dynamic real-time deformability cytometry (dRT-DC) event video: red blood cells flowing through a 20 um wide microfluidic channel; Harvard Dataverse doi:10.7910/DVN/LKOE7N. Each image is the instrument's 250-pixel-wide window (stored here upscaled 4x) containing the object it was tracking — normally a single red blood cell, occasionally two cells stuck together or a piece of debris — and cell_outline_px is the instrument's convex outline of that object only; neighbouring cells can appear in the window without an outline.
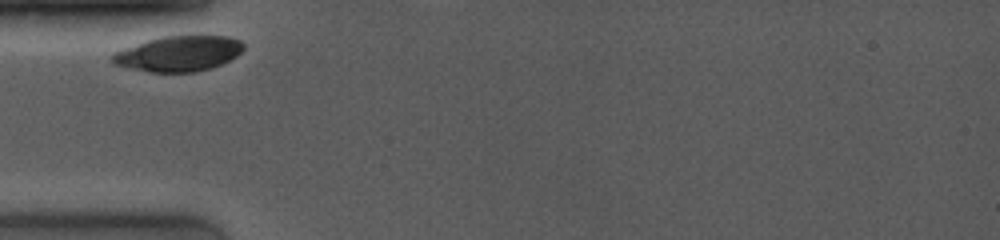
{"species": "common noctule bat (a hibernating species)", "species_latin": "Nyctalus noctula", "temperature_condition": "room temperature", "stored_images_in_passage": 7, "camera_frame_rate_fps": 4000, "um_per_image_px": 0.085, "animal": {"sex": "female", "body_mass_g": 19.0, "forearm_length_mm": 53.3}, "frame": {"image": 1, "passage_image": 1, "time_ms": 0.0, "image_size_px": [1000, 240], "cell_outline_px": [[244, 48], [236, 56], [212, 68], [196, 72], [148, 72], [128, 68], [112, 64], [108, 60], [108, 56], [112, 52], [160, 36], [228, 36], [240, 40], [244, 44]], "centroid_in_image_um": [15.11, 4.56], "position_along_channel_um": 69.9, "area_um2": 27.34}}